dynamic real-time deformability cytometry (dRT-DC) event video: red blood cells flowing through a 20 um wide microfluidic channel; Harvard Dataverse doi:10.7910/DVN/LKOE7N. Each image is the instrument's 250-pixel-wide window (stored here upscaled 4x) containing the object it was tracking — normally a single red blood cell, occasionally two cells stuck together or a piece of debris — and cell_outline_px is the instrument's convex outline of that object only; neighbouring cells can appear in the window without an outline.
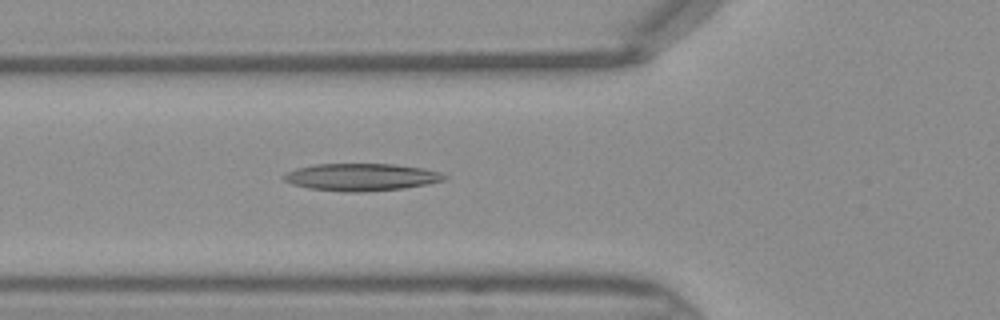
{"species": "Egyptian fruit bat (a non-hibernating species)", "species_latin": "Rousettus aegyptiacus", "temperature_condition": "warm", "stored_images_in_passage": 35, "camera_frame_rate_fps": 3000, "um_per_image_px": 0.085, "frame": {"image": 1, "passage_image": 12, "time_ms": 3.667, "image_size_px": [1000, 320], "cell_outline_px": [[448, 176], [444, 180], [428, 184], [404, 188], [360, 192], [344, 192], [308, 188], [292, 184], [284, 180], [284, 176], [288, 172], [296, 168], [316, 164], [392, 164], [424, 168], [440, 172]], "centroid_in_image_um": [30.73, 15.05], "position_along_channel_um": 95.1, "area_um2": 25.49}}
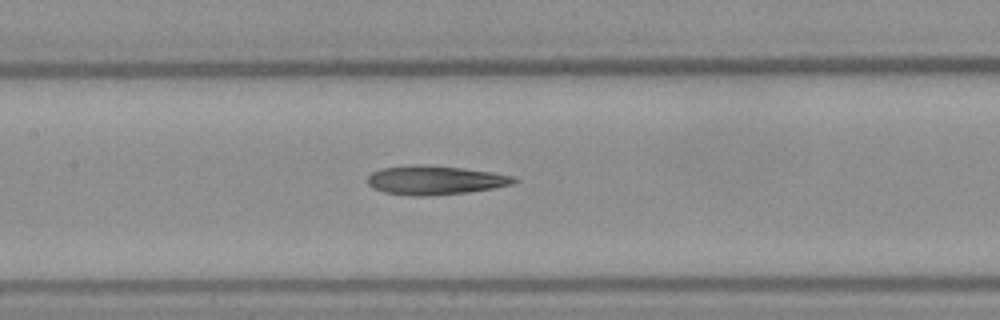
{"frame": {"image": 2, "passage_image": 17, "time_ms": 5.333, "image_size_px": [1000, 320], "cell_outline_px": [[516, 180], [512, 184], [492, 188], [468, 192], [432, 196], [412, 196], [384, 192], [372, 188], [368, 184], [368, 176], [372, 172], [380, 168], [416, 164], [464, 168], [492, 172], [512, 176]], "centroid_in_image_um": [36.92, 15.31], "position_along_channel_um": 170.5, "area_um2": 24.68}}
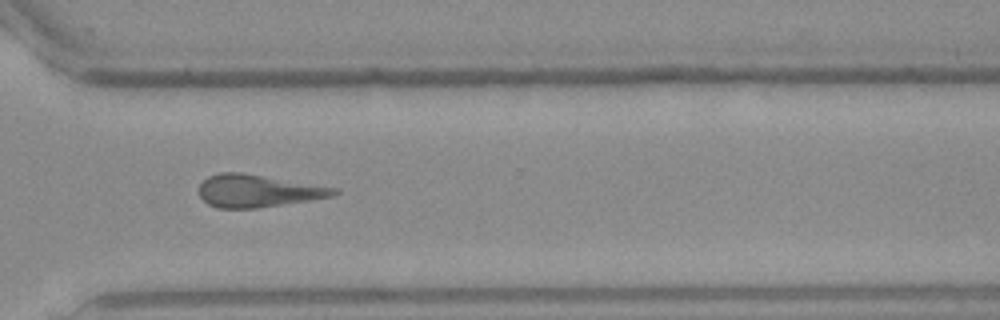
{"frame": {"image": 3, "passage_image": 29, "time_ms": 9.333, "image_size_px": [1000, 320], "cell_outline_px": [[340, 192], [332, 196], [308, 200], [256, 208], [216, 208], [208, 204], [200, 196], [200, 184], [208, 176], [220, 172], [240, 172], [340, 188]], "centroid_in_image_um": [21.92, 16.22], "position_along_channel_um": 348.7, "area_um2": 25.37}}